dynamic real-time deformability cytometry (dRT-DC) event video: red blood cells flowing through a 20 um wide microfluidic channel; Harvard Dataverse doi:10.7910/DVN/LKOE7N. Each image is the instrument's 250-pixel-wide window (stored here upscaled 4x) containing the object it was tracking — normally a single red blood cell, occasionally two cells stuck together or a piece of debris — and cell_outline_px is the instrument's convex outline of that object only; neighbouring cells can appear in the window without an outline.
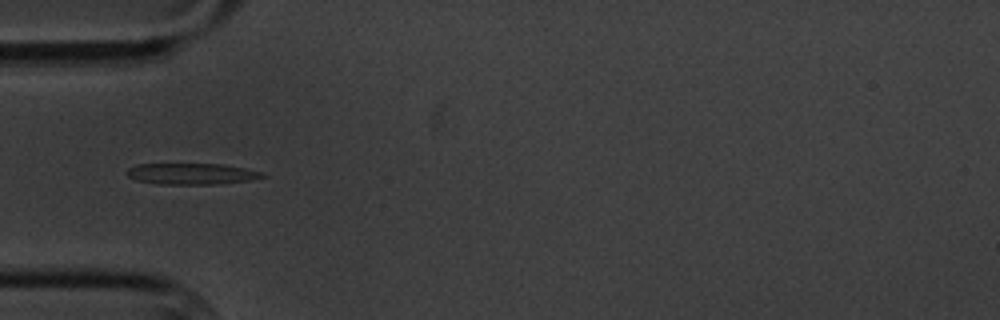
{"species": "common noctule bat (a hibernating species)", "species_latin": "Nyctalus noctula", "temperature_condition": "cold", "stored_images_in_passage": 7, "camera_frame_rate_fps": 3000, "um_per_image_px": 0.085, "animal": {"sex": "male", "body_mass_g": 20.1, "forearm_length_mm": 53.5}, "frame": {"image": 1, "passage_image": 5, "time_ms": 4.333, "image_size_px": [1000, 320], "cell_outline_px": [[268, 176], [252, 180], [216, 184], [156, 184], [136, 180], [128, 176], [124, 172], [128, 168], [140, 164], [220, 164], [244, 168], [260, 172]], "centroid_in_image_um": [16.26, 14.78], "position_along_channel_um": 68.7, "area_um2": 16.7}}
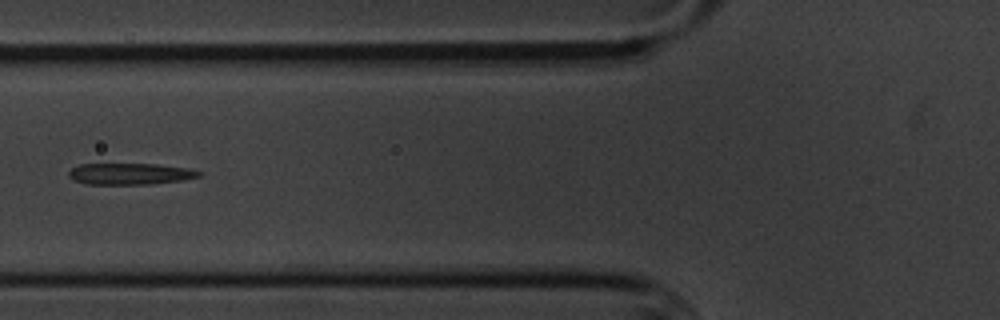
{"frame": {"image": 2, "passage_image": 6, "time_ms": 5.667, "image_size_px": [1000, 320], "cell_outline_px": [[200, 176], [180, 180], [148, 184], [88, 184], [72, 180], [68, 176], [68, 172], [72, 168], [80, 164], [156, 164], [188, 168], [200, 172]], "centroid_in_image_um": [10.99, 14.77], "position_along_channel_um": 114.8, "area_um2": 16.07}}
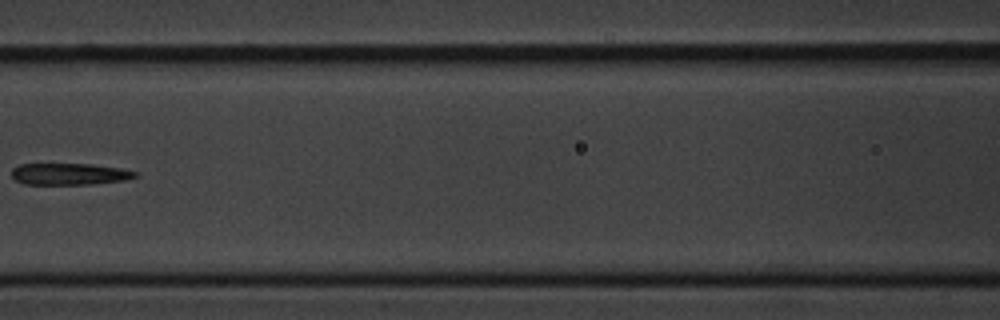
{"frame": {"image": 3, "passage_image": 7, "time_ms": 7.0, "image_size_px": [1000, 320], "cell_outline_px": [[140, 176], [124, 180], [92, 184], [24, 184], [16, 180], [12, 176], [12, 168], [20, 164], [92, 164], [120, 168], [136, 172]], "centroid_in_image_um": [5.91, 14.79], "position_along_channel_um": 160.7, "area_um2": 15.55}}